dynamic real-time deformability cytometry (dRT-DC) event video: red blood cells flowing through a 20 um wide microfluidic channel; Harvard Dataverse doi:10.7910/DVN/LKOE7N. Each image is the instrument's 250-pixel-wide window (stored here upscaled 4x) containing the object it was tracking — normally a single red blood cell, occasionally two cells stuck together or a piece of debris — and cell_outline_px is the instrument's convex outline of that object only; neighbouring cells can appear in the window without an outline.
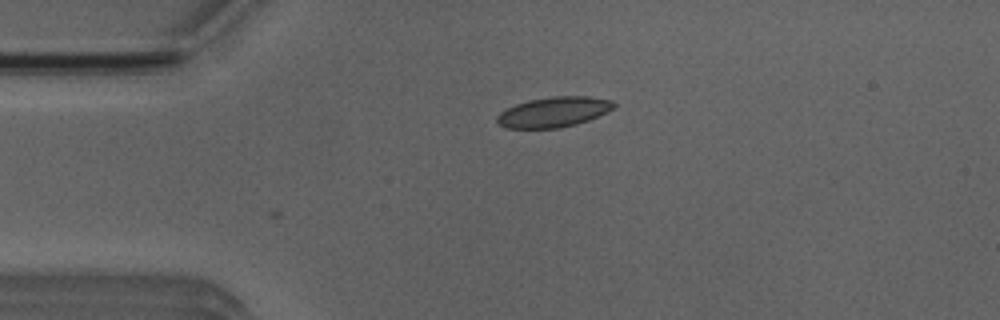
{"species": "Egyptian fruit bat (a non-hibernating species)", "species_latin": "Rousettus aegyptiacus", "temperature_condition": "room temperature", "stored_images_in_passage": 5, "camera_frame_rate_fps": 3000, "um_per_image_px": 0.085, "animal": {"sex": "male"}, "frame": {"image": 1, "passage_image": 5, "time_ms": 4.667, "image_size_px": [1000, 320], "cell_outline_px": [[616, 104], [612, 108], [588, 120], [576, 124], [556, 128], [508, 128], [500, 124], [496, 120], [496, 116], [500, 112], [516, 104], [528, 100], [552, 96], [588, 96], [612, 100]], "centroid_in_image_um": [47.04, 9.51], "position_along_channel_um": 38.0, "area_um2": 20.29}}